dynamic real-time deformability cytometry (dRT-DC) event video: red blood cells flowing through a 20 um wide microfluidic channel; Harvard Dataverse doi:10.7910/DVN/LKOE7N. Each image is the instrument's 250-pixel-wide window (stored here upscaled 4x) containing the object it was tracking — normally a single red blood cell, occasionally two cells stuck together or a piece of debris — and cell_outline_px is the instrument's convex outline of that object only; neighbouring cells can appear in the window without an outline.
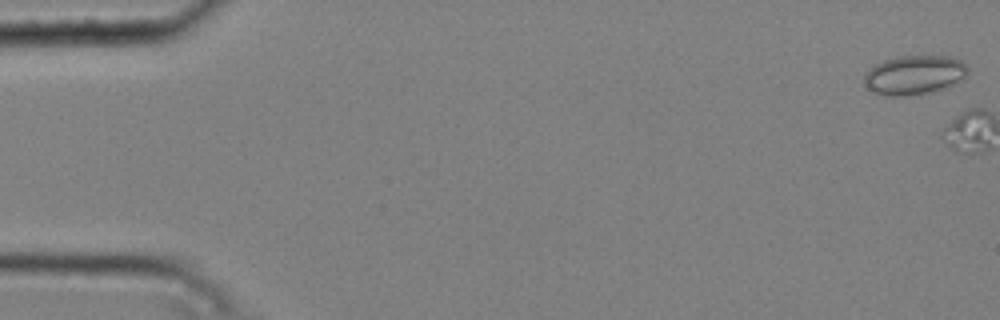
{"species": "common noctule bat (a hibernating species)", "species_latin": "Nyctalus noctula", "temperature_condition": "cold", "stored_images_in_passage": 2, "camera_frame_rate_fps": 3000, "um_per_image_px": 0.085, "animal": {"sex": "male", "body_mass_g": 20.4}, "frame": {"image": 1, "passage_image": 1, "time_ms": 0.0, "image_size_px": [1000, 320], "cell_outline_px": [[968, 72], [964, 80], [948, 88], [932, 92], [900, 96], [888, 96], [876, 92], [868, 88], [864, 84], [864, 72], [876, 64], [884, 60], [900, 56], [948, 56], [960, 60], [968, 68]], "centroid_in_image_um": [77.75, 6.38], "position_along_channel_um": 7.3, "area_um2": 23.87}}